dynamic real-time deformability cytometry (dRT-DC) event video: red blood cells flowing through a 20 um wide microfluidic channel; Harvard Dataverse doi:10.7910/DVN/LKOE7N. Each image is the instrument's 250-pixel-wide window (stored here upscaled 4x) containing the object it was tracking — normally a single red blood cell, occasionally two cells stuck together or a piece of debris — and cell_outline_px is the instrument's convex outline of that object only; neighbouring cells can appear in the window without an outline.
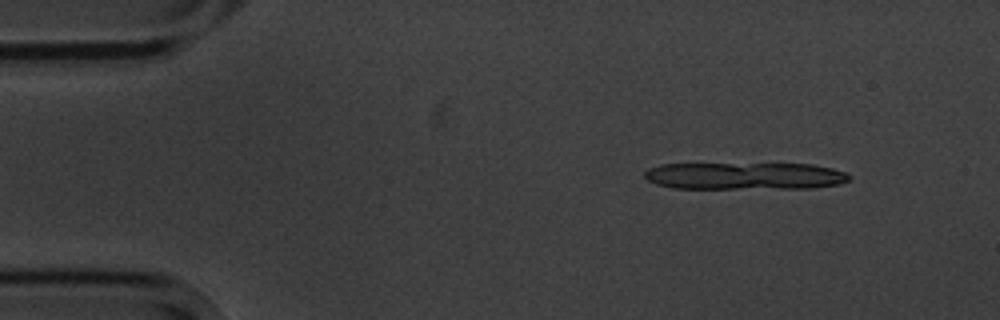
{"species": "common noctule bat (a hibernating species)", "species_latin": "Nyctalus noctula", "temperature_condition": "cold", "stored_images_in_passage": 4, "camera_frame_rate_fps": 3000, "um_per_image_px": 0.085, "animal": {"sex": "male", "body_mass_g": 20.1, "forearm_length_mm": 53.5}, "frame": {"image": 1, "passage_image": 2, "time_ms": 1.0, "image_size_px": [1000, 320], "cell_outline_px": [[852, 176], [848, 180], [840, 184], [812, 188], [672, 188], [656, 184], [648, 180], [644, 176], [644, 172], [648, 168], [660, 164], [812, 164], [832, 168], [844, 172]], "centroid_in_image_um": [63.3, 14.96], "position_along_channel_um": 21.7, "area_um2": 32.43}}